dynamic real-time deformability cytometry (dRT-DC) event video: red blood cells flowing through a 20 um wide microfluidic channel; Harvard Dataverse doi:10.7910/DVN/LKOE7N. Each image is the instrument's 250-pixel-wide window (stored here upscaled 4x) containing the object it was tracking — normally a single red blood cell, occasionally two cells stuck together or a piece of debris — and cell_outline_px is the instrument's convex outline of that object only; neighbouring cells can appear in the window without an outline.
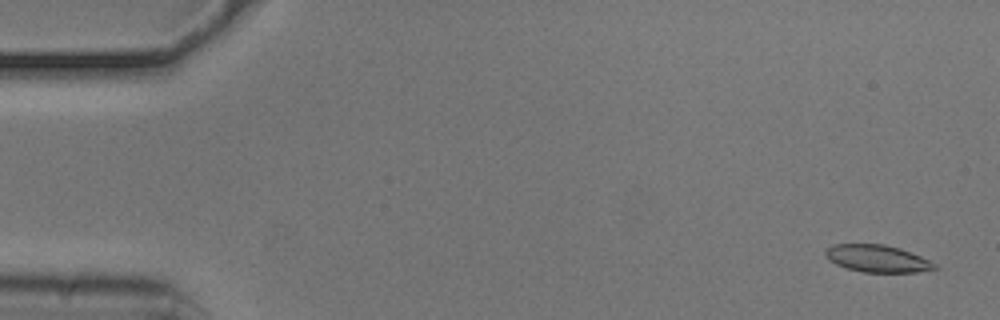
{"species": "common noctule bat (a hibernating species)", "species_latin": "Nyctalus noctula", "temperature_condition": "cold", "stored_images_in_passage": 54, "camera_frame_rate_fps": 3000, "um_per_image_px": 0.085, "animal": {"sex": "male", "body_mass_g": 20.5, "forearm_length_mm": 52.5}, "frame": {"image": 1, "passage_image": 2, "time_ms": 0.333, "image_size_px": [1000, 320], "cell_outline_px": [[940, 268], [916, 272], [864, 272], [848, 268], [836, 264], [828, 260], [824, 256], [824, 252], [832, 244], [884, 244], [900, 248], [920, 256], [936, 264]], "centroid_in_image_um": [74.56, 21.97], "position_along_channel_um": 10.4, "area_um2": 17.28}}
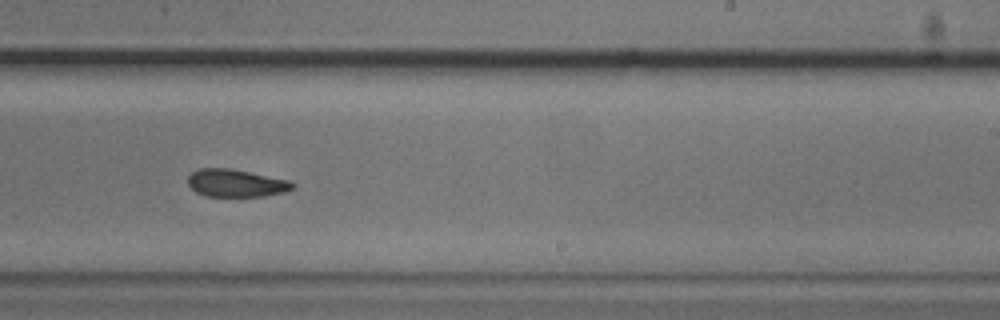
{"frame": {"image": 2, "passage_image": 33, "time_ms": 10.667, "image_size_px": [1000, 320], "cell_outline_px": [[296, 184], [292, 188], [284, 192], [264, 196], [204, 196], [196, 192], [188, 184], [188, 176], [196, 168], [232, 168], [292, 180]], "centroid_in_image_um": [20.07, 15.55], "position_along_channel_um": 268.9, "area_um2": 17.11}}
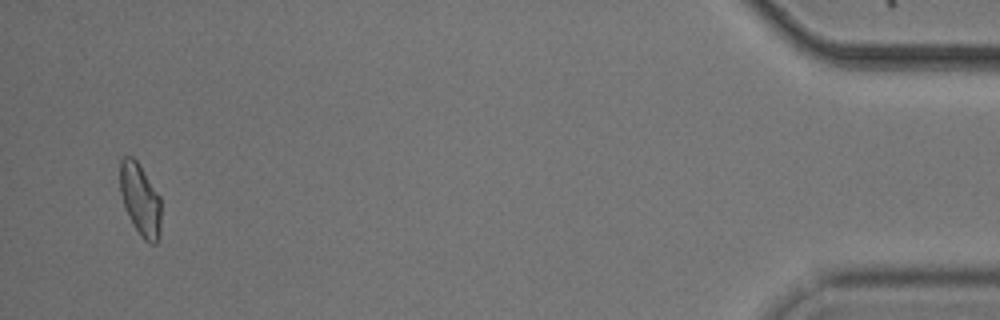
{"frame": {"image": 3, "passage_image": 52, "time_ms": 17.0, "image_size_px": [1000, 320], "cell_outline_px": [[160, 236], [156, 244], [152, 244], [144, 240], [140, 236], [132, 224], [128, 216], [120, 192], [120, 160], [124, 156], [132, 156], [140, 164], [160, 196]], "centroid_in_image_um": [11.92, 16.97], "position_along_channel_um": 423.3, "area_um2": 17.46}, "authors_computed_cell_mechanics": {"area_um2": 17.7157, "velocity_mm_per_s": 3.7337, "shape_relaxation_time_tau1_ms": 3.5, "shape_relaxation_time_tau2_ms": 4.5555, "deformation_change_tau1": 0.1027, "deformation_change_tau2": 0.1082}}